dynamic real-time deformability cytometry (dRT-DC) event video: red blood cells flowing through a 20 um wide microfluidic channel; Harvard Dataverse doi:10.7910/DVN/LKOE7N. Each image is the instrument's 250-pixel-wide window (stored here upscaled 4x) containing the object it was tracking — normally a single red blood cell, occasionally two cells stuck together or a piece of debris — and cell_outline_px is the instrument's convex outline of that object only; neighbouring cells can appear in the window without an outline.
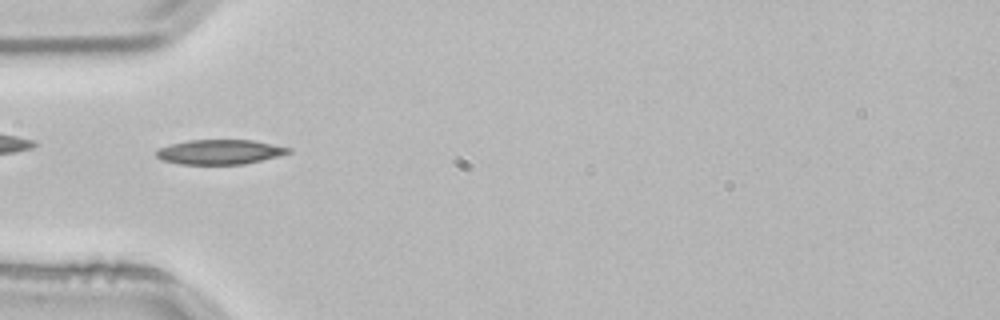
{"species": "common noctule bat (a hibernating species)", "species_latin": "Nyctalus noctula", "temperature_condition": "room temperature", "stored_images_in_passage": 51, "camera_frame_rate_fps": 3000, "um_per_image_px": 0.085, "animal": {"sex": "male", "body_mass_g": 21.5, "forearm_length_mm": 52.0}, "frame": {"image": 1, "passage_image": 15, "time_ms": 4.667, "image_size_px": [1000, 320], "cell_outline_px": [[292, 152], [244, 164], [180, 164], [160, 160], [156, 156], [156, 152], [160, 148], [172, 144], [188, 140], [252, 140], [292, 148]], "centroid_in_image_um": [18.67, 12.91], "position_along_channel_um": 66.3, "area_um2": 18.84}}
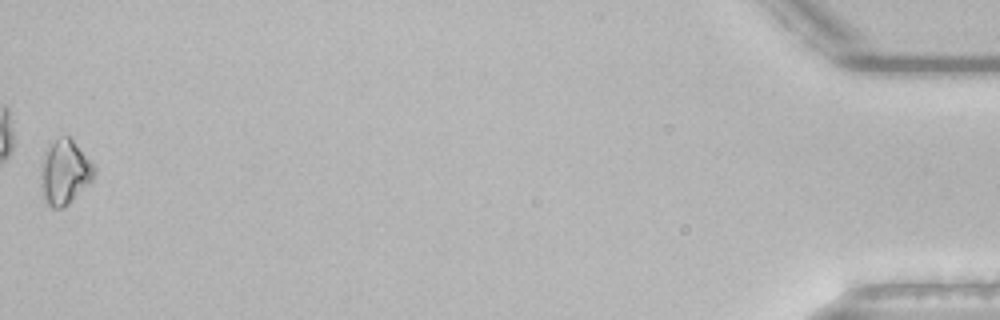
{"frame": {"image": 2, "passage_image": 51, "time_ms": 16.667, "image_size_px": [1000, 320], "cell_outline_px": [[96, 172], [92, 180], [68, 204], [60, 208], [52, 208], [44, 200], [40, 184], [40, 164], [48, 144], [60, 136], [72, 136], [92, 160], [96, 168]], "centroid_in_image_um": [5.5, 14.57], "position_along_channel_um": 429.7, "area_um2": 20.69}, "authors_computed_cell_mechanics": {"area_um2": 17.629, "velocity_mm_per_s": 3.8504, "shape_relaxation_time_tau1_ms": 9.2242, "shape_relaxation_time_tau2_ms": null, "deformation_change_tau1": 0.1541, "deformation_change_tau2": null}}